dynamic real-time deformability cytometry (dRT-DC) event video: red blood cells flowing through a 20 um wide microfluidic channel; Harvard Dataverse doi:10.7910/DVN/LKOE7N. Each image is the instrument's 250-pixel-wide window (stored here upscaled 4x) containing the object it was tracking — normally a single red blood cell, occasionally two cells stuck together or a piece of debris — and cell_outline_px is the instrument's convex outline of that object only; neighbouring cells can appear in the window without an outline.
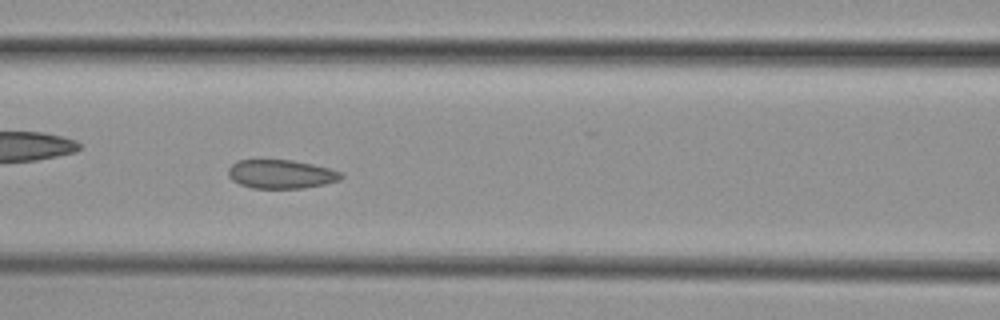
{"species": "common noctule bat (a hibernating species)", "species_latin": "Nyctalus noctula", "temperature_condition": "cold", "stored_images_in_passage": 55, "camera_frame_rate_fps": 3000, "um_per_image_px": 0.085, "animal": {"sex": "female", "body_mass_g": 29.2, "forearm_length_mm": 56.3}, "frame": {"image": 1, "passage_image": 24, "time_ms": 7.667, "image_size_px": [1000, 320], "cell_outline_px": [[344, 176], [340, 180], [324, 184], [304, 188], [252, 188], [240, 184], [232, 180], [228, 176], [228, 168], [236, 160], [292, 160], [312, 164], [344, 172]], "centroid_in_image_um": [23.9, 14.8], "position_along_channel_um": 142.7, "area_um2": 19.02}, "authors_computed_cell_mechanics": {"area_um2": 19.8254, "velocity_mm_per_s": 3.7501, "shape_relaxation_time_tau1_ms": null, "shape_relaxation_time_tau2_ms": 2.2484, "deformation_change_tau1": null, "deformation_change_tau2": 0.0751}}